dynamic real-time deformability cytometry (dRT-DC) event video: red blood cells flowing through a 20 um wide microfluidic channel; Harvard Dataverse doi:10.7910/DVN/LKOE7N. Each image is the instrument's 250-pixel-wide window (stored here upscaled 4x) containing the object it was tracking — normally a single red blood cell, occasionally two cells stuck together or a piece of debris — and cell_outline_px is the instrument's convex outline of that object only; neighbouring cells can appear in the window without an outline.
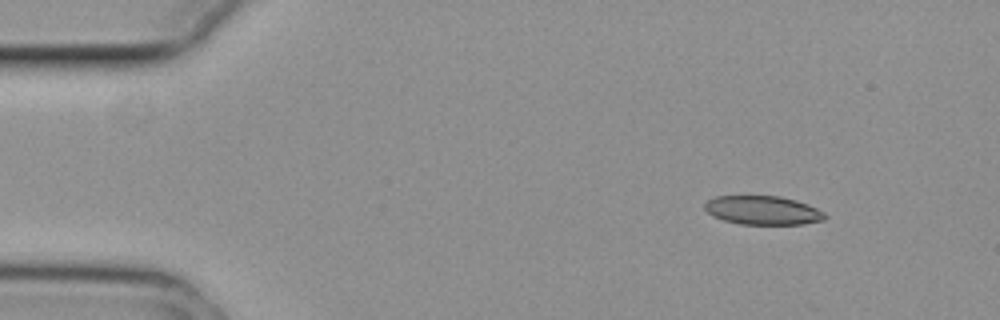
{"species": "common noctule bat (a hibernating species)", "species_latin": "Nyctalus noctula", "temperature_condition": "cold", "stored_images_in_passage": 5, "camera_frame_rate_fps": 3000, "um_per_image_px": 0.085, "animal": {"sex": "female", "body_mass_g": 29.2, "forearm_length_mm": 56.3}, "frame": {"image": 1, "passage_image": 1, "time_ms": 0.0, "image_size_px": [1000, 320], "cell_outline_px": [[828, 216], [824, 220], [804, 224], [740, 224], [724, 220], [712, 216], [704, 208], [704, 204], [708, 200], [716, 196], [780, 196], [796, 200], [808, 204], [824, 212]], "centroid_in_image_um": [64.85, 17.87], "position_along_channel_um": 20.1, "area_um2": 20.23}}